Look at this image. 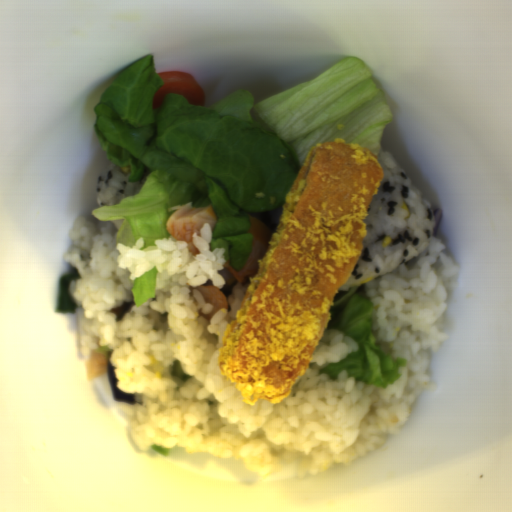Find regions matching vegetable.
<instances>
[{
    "label": "vegetable",
    "instance_id": "vegetable-1",
    "mask_svg": "<svg viewBox=\"0 0 512 512\" xmlns=\"http://www.w3.org/2000/svg\"><path fill=\"white\" fill-rule=\"evenodd\" d=\"M163 84L147 53L102 92L93 127L103 150L130 169L128 183L149 175L137 194L91 214L102 223L124 219L116 244L132 249L143 238L144 250L170 236L173 206H211L210 250L225 249L234 272L252 252L249 213L285 204L313 145L351 143L376 157L392 117L370 68L353 55L261 102L245 89L209 106L168 92L154 108Z\"/></svg>",
    "mask_w": 512,
    "mask_h": 512
},
{
    "label": "vegetable",
    "instance_id": "vegetable-2",
    "mask_svg": "<svg viewBox=\"0 0 512 512\" xmlns=\"http://www.w3.org/2000/svg\"><path fill=\"white\" fill-rule=\"evenodd\" d=\"M372 317L373 305L364 298L362 286L337 291L325 330L347 334L354 339L357 348L343 360L327 365L321 374L334 381L342 371H347L348 377L382 388L392 386L400 379L405 360L403 356L389 354L377 344Z\"/></svg>",
    "mask_w": 512,
    "mask_h": 512
},
{
    "label": "vegetable",
    "instance_id": "vegetable-3",
    "mask_svg": "<svg viewBox=\"0 0 512 512\" xmlns=\"http://www.w3.org/2000/svg\"><path fill=\"white\" fill-rule=\"evenodd\" d=\"M157 274L158 269L154 266L134 279L131 291L136 308L142 306L149 299L156 298Z\"/></svg>",
    "mask_w": 512,
    "mask_h": 512
},
{
    "label": "vegetable",
    "instance_id": "vegetable-4",
    "mask_svg": "<svg viewBox=\"0 0 512 512\" xmlns=\"http://www.w3.org/2000/svg\"><path fill=\"white\" fill-rule=\"evenodd\" d=\"M150 448L153 449L154 451L158 452L159 454L165 455V456H168L169 451H170V446L152 445Z\"/></svg>",
    "mask_w": 512,
    "mask_h": 512
}]
</instances>
